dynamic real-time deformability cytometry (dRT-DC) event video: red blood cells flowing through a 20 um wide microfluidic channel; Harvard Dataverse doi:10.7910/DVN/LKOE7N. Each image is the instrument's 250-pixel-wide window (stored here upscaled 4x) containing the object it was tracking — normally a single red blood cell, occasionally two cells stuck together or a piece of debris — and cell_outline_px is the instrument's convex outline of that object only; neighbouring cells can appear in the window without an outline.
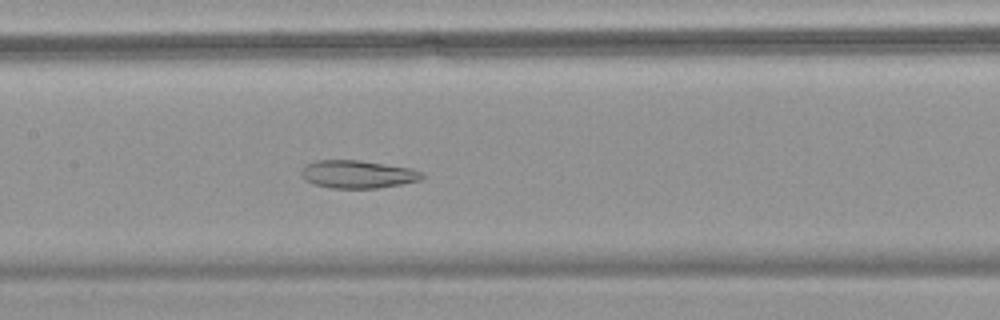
{"species": "common noctule bat (a hibernating species)", "species_latin": "Nyctalus noctula", "temperature_condition": "warm", "stored_images_in_passage": 59, "camera_frame_rate_fps": 3000, "um_per_image_px": 0.085, "animal": {"sex": "female", "body_mass_g": 18.4}, "frame": {"image": 1, "passage_image": 30, "time_ms": 9.667, "image_size_px": [1000, 320], "cell_outline_px": [[424, 176], [420, 180], [400, 184], [376, 188], [332, 188], [312, 184], [304, 180], [300, 172], [308, 164], [316, 160], [360, 160], [408, 168], [424, 172]], "centroid_in_image_um": [30.38, 14.81], "position_along_channel_um": 177.0, "area_um2": 19.48}}
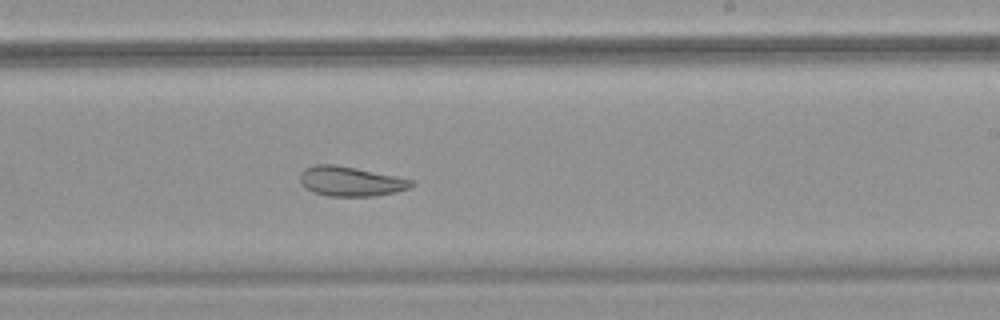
{"frame": {"image": 2, "passage_image": 37, "time_ms": 12.0, "image_size_px": [1000, 320], "cell_outline_px": [[416, 184], [412, 188], [396, 192], [376, 196], [328, 196], [312, 192], [304, 188], [300, 180], [300, 172], [304, 168], [312, 164], [336, 164], [416, 180]], "centroid_in_image_um": [29.82, 15.41], "position_along_channel_um": 259.2, "area_um2": 19.71}}
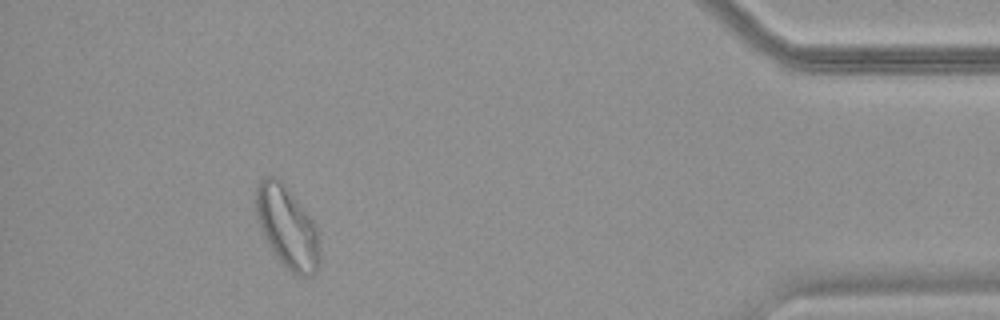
{"frame": {"image": 3, "passage_image": 54, "time_ms": 17.667, "image_size_px": [1000, 320], "cell_outline_px": [[320, 260], [316, 272], [312, 276], [300, 276], [292, 272], [276, 256], [264, 236], [256, 220], [256, 184], [264, 176], [276, 176], [280, 180], [312, 220], [316, 228], [320, 256]], "centroid_in_image_um": [24.39, 19.31], "position_along_channel_um": 410.8, "area_um2": 29.88}, "authors_computed_cell_mechanics": {"area_um2": 28.611, "velocity_mm_per_s": 3.5467, "shape_relaxation_time_tau1_ms": null, "shape_relaxation_time_tau2_ms": 3.0898, "deformation_change_tau1": null, "deformation_change_tau2": 0.0995}}